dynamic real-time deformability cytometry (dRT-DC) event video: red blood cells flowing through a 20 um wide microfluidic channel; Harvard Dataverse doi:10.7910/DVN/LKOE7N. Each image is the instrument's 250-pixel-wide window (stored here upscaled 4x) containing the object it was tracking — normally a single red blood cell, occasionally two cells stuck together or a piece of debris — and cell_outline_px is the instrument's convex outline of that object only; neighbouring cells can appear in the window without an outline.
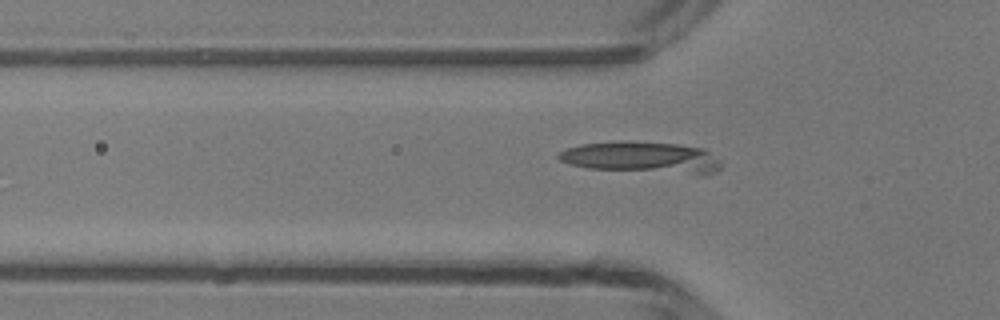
{"species": "common noctule bat (a hibernating species)", "species_latin": "Nyctalus noctula", "temperature_condition": "room temperature", "stored_images_in_passage": 36, "camera_frame_rate_fps": 3000, "um_per_image_px": 0.085, "animal": {"sex": "male", "body_mass_g": 13.3}, "frame": {"image": 1, "passage_image": 3, "time_ms": 0.667, "image_size_px": [1000, 320], "cell_outline_px": [[720, 168], [716, 172], [704, 176], [588, 168], [568, 164], [560, 160], [556, 156], [560, 152], [568, 148], [580, 144], [624, 140], [676, 144], [704, 148], [720, 164]], "centroid_in_image_um": [54.56, 13.4], "position_along_channel_um": 71.2, "area_um2": 30.23}}
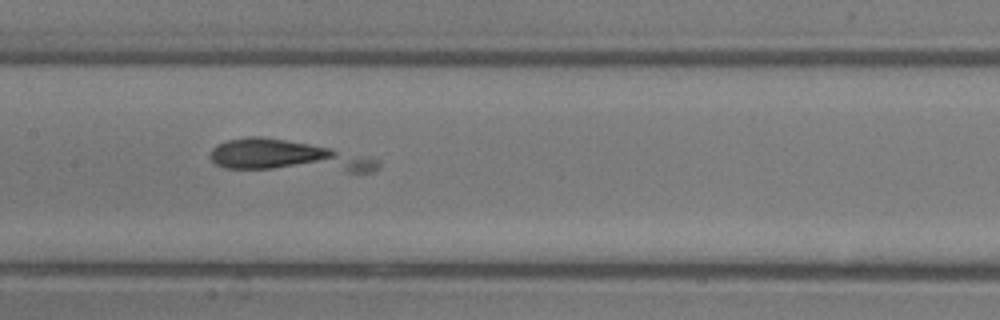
{"frame": {"image": 2, "passage_image": 11, "time_ms": 3.333, "image_size_px": [1000, 320], "cell_outline_px": [[380, 168], [372, 172], [348, 172], [224, 168], [216, 164], [208, 156], [212, 148], [216, 144], [228, 140], [248, 136], [260, 136], [332, 148], [380, 160]], "centroid_in_image_um": [24.42, 13.29], "position_along_channel_um": 183.0, "area_um2": 30.87}}
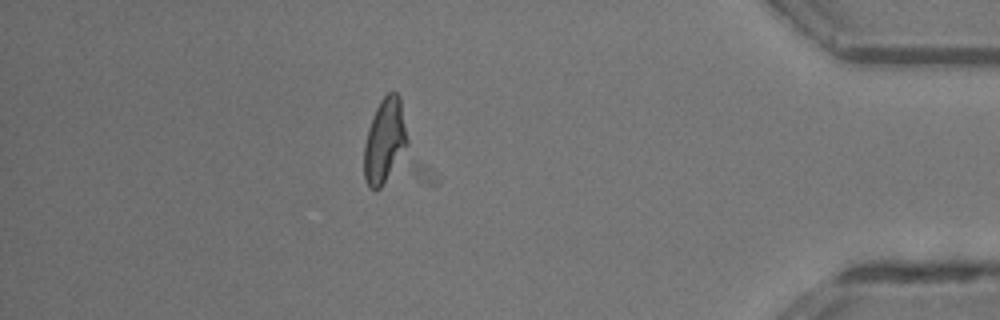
{"frame": {"image": 3, "passage_image": 30, "time_ms": 9.667, "image_size_px": [1000, 320], "cell_outline_px": [[408, 144], [380, 188], [368, 188], [364, 180], [364, 144], [368, 128], [372, 116], [380, 100], [388, 92], [396, 92], [400, 96], [408, 140]], "centroid_in_image_um": [32.68, 11.92], "position_along_channel_um": 402.5, "area_um2": 21.1}}